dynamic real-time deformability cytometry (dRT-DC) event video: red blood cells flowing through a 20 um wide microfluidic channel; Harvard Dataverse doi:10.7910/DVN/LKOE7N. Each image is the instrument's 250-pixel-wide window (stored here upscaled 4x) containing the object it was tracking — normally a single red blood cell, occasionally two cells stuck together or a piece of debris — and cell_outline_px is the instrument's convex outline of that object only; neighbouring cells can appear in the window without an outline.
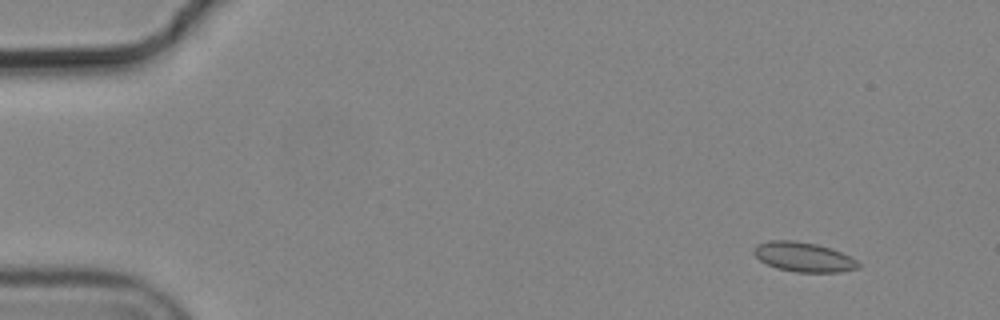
{"species": "common noctule bat (a hibernating species)", "species_latin": "Nyctalus noctula", "temperature_condition": "cold", "stored_images_in_passage": 5, "camera_frame_rate_fps": 3000, "um_per_image_px": 0.085, "animal": {"sex": "male", "body_mass_g": 19.2, "forearm_length_mm": 51.8}, "frame": {"image": 1, "passage_image": 1, "time_ms": 0.0, "image_size_px": [1000, 320], "cell_outline_px": [[860, 268], [840, 272], [796, 272], [776, 268], [760, 260], [752, 252], [756, 244], [768, 240], [792, 240], [816, 244], [832, 248], [856, 260], [860, 264]], "centroid_in_image_um": [68.29, 21.84], "position_along_channel_um": 16.7, "area_um2": 18.03}}
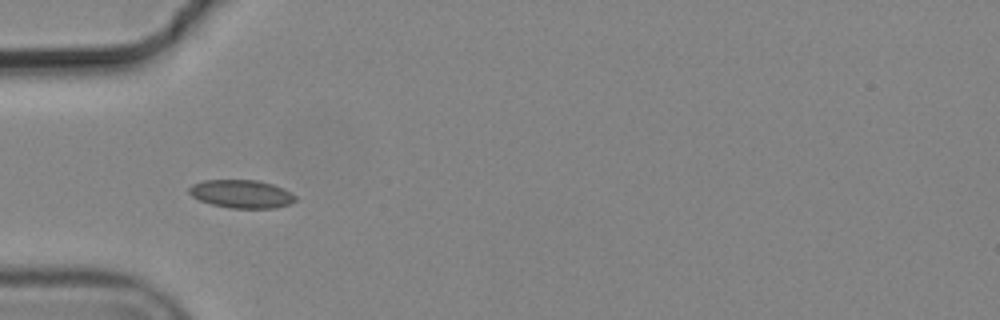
{"frame": {"image": 2, "passage_image": 4, "time_ms": 1.0, "image_size_px": [1000, 320], "cell_outline_px": [[296, 200], [288, 204], [276, 208], [232, 208], [212, 204], [200, 200], [192, 196], [188, 192], [188, 188], [192, 184], [204, 180], [260, 180], [284, 188], [292, 192], [296, 196]], "centroid_in_image_um": [20.54, 16.47], "position_along_channel_um": 64.5, "area_um2": 17.51}}
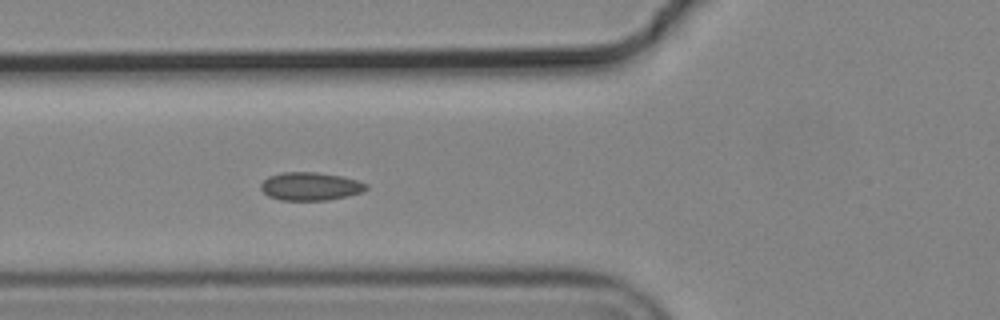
{"frame": {"image": 3, "passage_image": 5, "time_ms": 1.333, "image_size_px": [1000, 320], "cell_outline_px": [[368, 188], [360, 192], [348, 196], [328, 200], [280, 200], [268, 196], [260, 188], [260, 184], [268, 176], [284, 172], [316, 172], [340, 176], [356, 180], [368, 184]], "centroid_in_image_um": [26.36, 15.84], "position_along_channel_um": 99.4, "area_um2": 17.22}}